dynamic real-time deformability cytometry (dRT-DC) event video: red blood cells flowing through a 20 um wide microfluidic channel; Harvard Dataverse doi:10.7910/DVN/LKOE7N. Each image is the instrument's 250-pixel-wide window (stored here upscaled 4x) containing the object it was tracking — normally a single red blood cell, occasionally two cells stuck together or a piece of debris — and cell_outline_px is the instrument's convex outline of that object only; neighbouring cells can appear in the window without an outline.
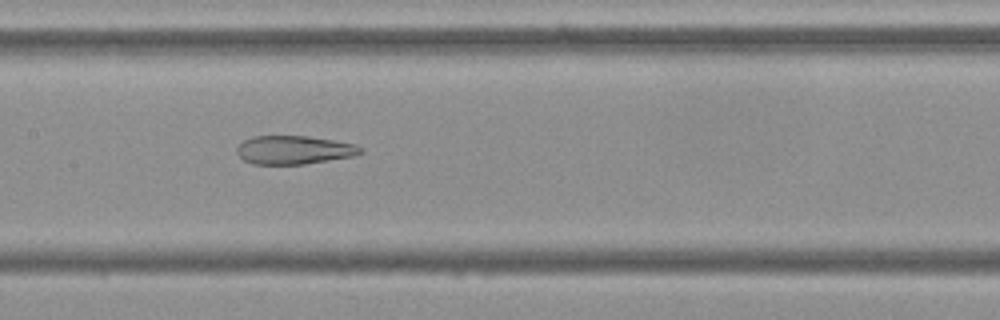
{"species": "Egyptian fruit bat (a non-hibernating species)", "species_latin": "Rousettus aegyptiacus", "temperature_condition": "cold", "stored_images_in_passage": 41, "camera_frame_rate_fps": 3000, "um_per_image_px": 0.085, "frame": {"image": 1, "passage_image": 13, "time_ms": 4.0, "image_size_px": [1000, 320], "cell_outline_px": [[364, 152], [352, 156], [304, 164], [252, 164], [244, 160], [236, 152], [236, 148], [244, 140], [252, 136], [308, 136], [356, 144], [364, 148]], "centroid_in_image_um": [24.99, 12.74], "position_along_channel_um": 182.4, "area_um2": 20.52}}
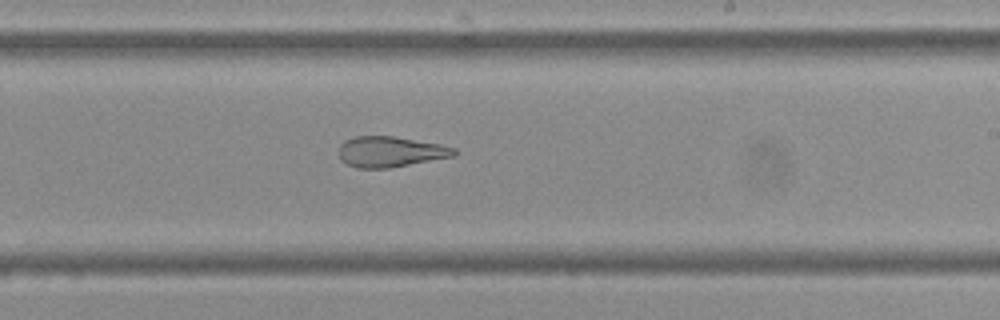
{"frame": {"image": 2, "passage_image": 19, "time_ms": 6.0, "image_size_px": [1000, 320], "cell_outline_px": [[456, 156], [388, 168], [356, 168], [340, 160], [340, 144], [344, 140], [356, 136], [392, 136], [440, 144], [456, 148]], "centroid_in_image_um": [33.18, 12.9], "position_along_channel_um": 255.8, "area_um2": 20.52}}
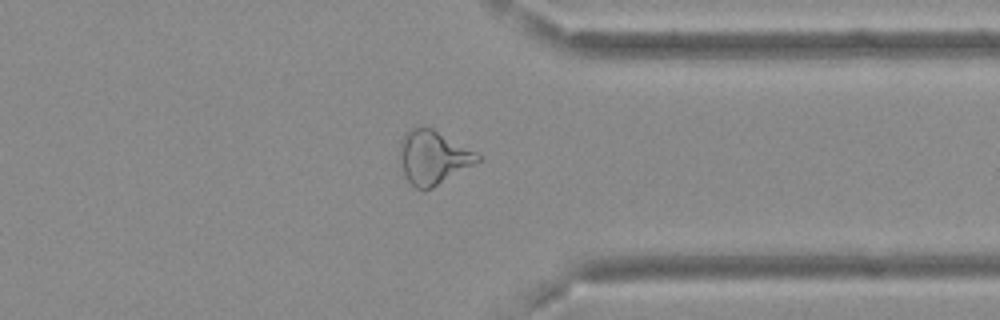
{"frame": {"image": 3, "passage_image": 29, "time_ms": 9.333, "image_size_px": [1000, 320], "cell_outline_px": [[480, 160], [476, 164], [432, 188], [416, 188], [408, 180], [400, 164], [400, 140], [412, 128], [420, 124], [432, 128], [476, 152], [480, 156]], "centroid_in_image_um": [36.82, 13.35], "position_along_channel_um": 374.6, "area_um2": 24.16}, "authors_computed_cell_mechanics": {"area_um2": 23.6402, "velocity_mm_per_s": 3.6826, "shape_relaxation_time_tau1_ms": null, "shape_relaxation_time_tau2_ms": 3.0615, "deformation_change_tau1": null, "deformation_change_tau2": 0.1334}}